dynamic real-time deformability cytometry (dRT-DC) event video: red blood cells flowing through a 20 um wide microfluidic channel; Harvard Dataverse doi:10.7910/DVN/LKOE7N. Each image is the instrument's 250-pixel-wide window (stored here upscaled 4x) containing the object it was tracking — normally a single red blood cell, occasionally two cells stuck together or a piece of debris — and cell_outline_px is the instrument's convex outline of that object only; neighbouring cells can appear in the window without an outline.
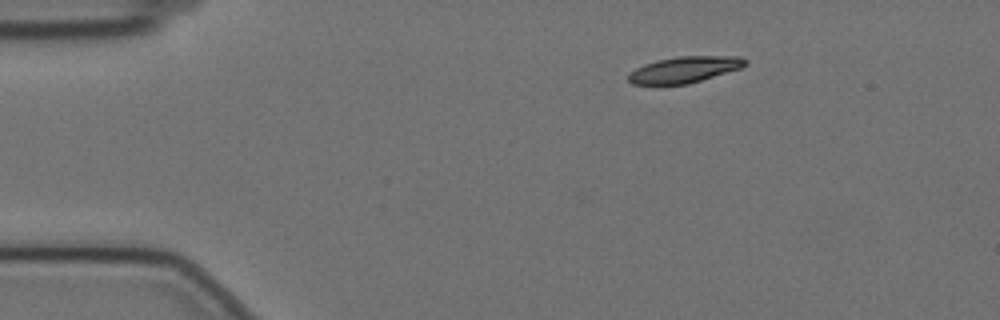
{"species": "Egyptian fruit bat (a non-hibernating species)", "species_latin": "Rousettus aegyptiacus", "temperature_condition": "cold", "stored_images_in_passage": 49, "camera_frame_rate_fps": 3000, "um_per_image_px": 0.085, "animal": {"sex": "female"}, "frame": {"image": 1, "passage_image": 1, "time_ms": 0.0, "image_size_px": [1000, 320], "cell_outline_px": [[748, 64], [740, 68], [688, 84], [632, 84], [628, 80], [628, 76], [636, 68], [644, 64], [656, 60], [680, 56], [740, 56], [748, 60]], "centroid_in_image_um": [58.2, 5.9], "position_along_channel_um": 26.8, "area_um2": 17.69}}
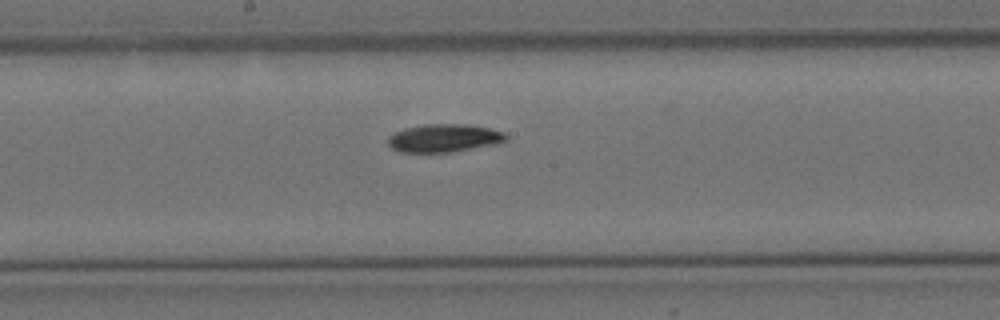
{"frame": {"image": 2, "passage_image": 22, "time_ms": 7.0, "image_size_px": [1000, 320], "cell_outline_px": [[508, 136], [504, 140], [496, 144], [452, 152], [400, 152], [392, 148], [388, 144], [388, 136], [404, 128], [424, 124], [468, 124], [488, 128], [504, 132]], "centroid_in_image_um": [37.73, 11.73], "position_along_channel_um": 210.5, "area_um2": 19.25}}
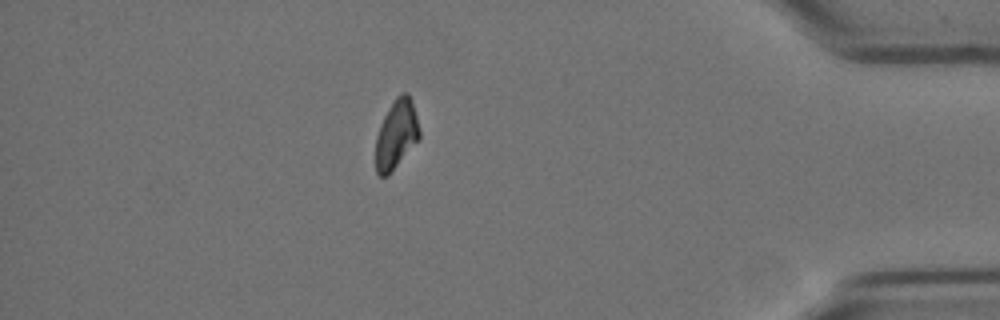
{"frame": {"image": 3, "passage_image": 42, "time_ms": 13.667, "image_size_px": [1000, 320], "cell_outline_px": [[420, 140], [388, 176], [380, 176], [376, 172], [376, 136], [380, 124], [388, 108], [396, 96], [400, 92], [408, 92], [412, 100], [420, 128]], "centroid_in_image_um": [33.71, 11.41], "position_along_channel_um": 401.5, "area_um2": 17.98}, "authors_computed_cell_mechanics": {"area_um2": 18.6694, "velocity_mm_per_s": 3.4919, "shape_relaxation_time_tau1_ms": 6.8067, "shape_relaxation_time_tau2_ms": null, "deformation_change_tau1": 0.1667, "deformation_change_tau2": null}}